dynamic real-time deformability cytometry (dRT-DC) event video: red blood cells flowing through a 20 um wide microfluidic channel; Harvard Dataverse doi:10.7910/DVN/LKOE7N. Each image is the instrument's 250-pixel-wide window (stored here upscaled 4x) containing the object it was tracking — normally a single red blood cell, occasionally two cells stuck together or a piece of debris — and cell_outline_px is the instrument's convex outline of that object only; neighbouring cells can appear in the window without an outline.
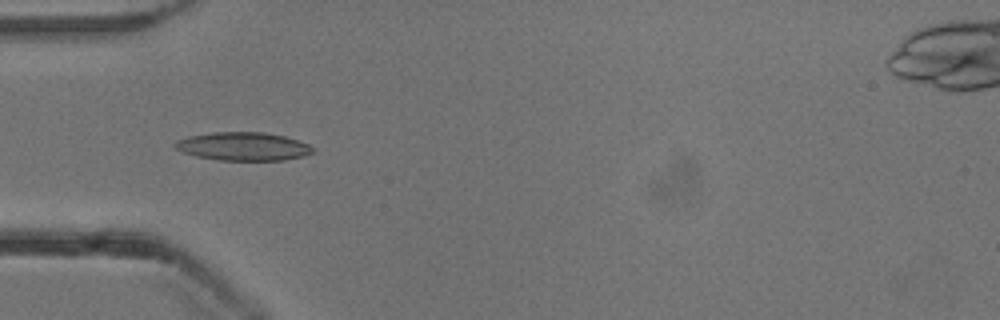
{"species": "common noctule bat (a hibernating species)", "species_latin": "Nyctalus noctula", "temperature_condition": "cold", "stored_images_in_passage": 15, "camera_frame_rate_fps": 3000, "um_per_image_px": 0.085, "animal": {"sex": "male", "body_mass_g": 13.3}, "frame": {"image": 1, "passage_image": 1, "time_ms": 0.0, "image_size_px": [1000, 320], "cell_outline_px": [[312, 152], [304, 156], [284, 160], [220, 160], [196, 156], [184, 152], [176, 148], [172, 144], [176, 140], [192, 136], [212, 132], [264, 132], [284, 136], [308, 144], [312, 148]], "centroid_in_image_um": [20.66, 12.44], "position_along_channel_um": 64.3, "area_um2": 22.48}}
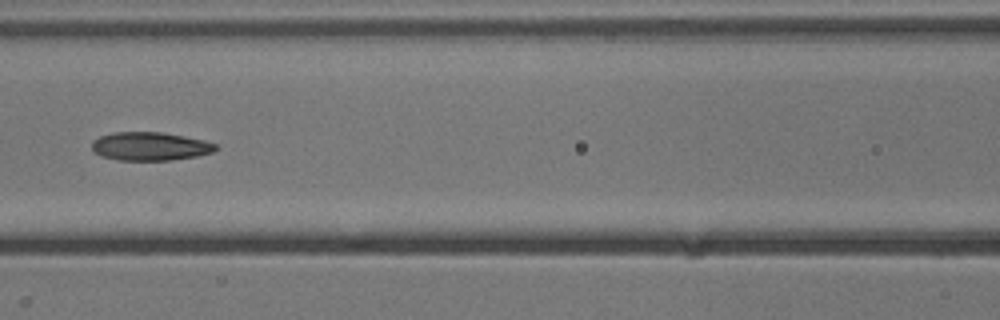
{"frame": {"image": 2, "passage_image": 8, "time_ms": 2.333, "image_size_px": [1000, 320], "cell_outline_px": [[216, 148], [212, 152], [196, 156], [168, 160], [120, 160], [104, 156], [96, 152], [92, 148], [92, 140], [100, 136], [112, 132], [160, 132], [204, 140], [216, 144]], "centroid_in_image_um": [12.74, 12.43], "position_along_channel_um": 153.9, "area_um2": 20.17}}
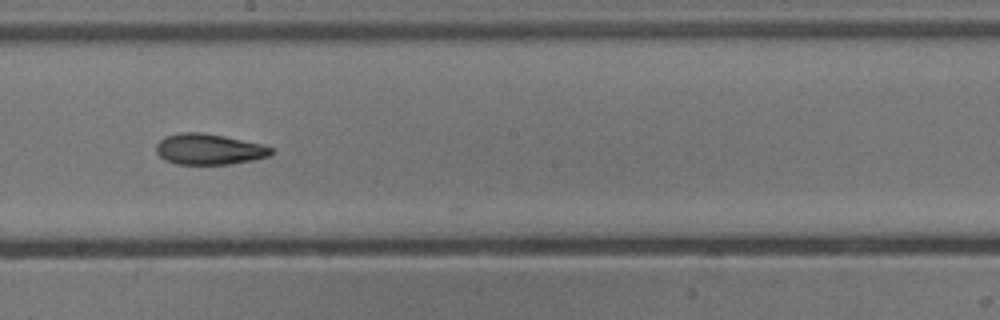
{"frame": {"image": 3, "passage_image": 14, "time_ms": 4.333, "image_size_px": [1000, 320], "cell_outline_px": [[272, 152], [268, 156], [252, 160], [232, 164], [176, 164], [164, 160], [156, 152], [156, 144], [164, 136], [180, 132], [200, 132], [224, 136], [260, 144], [272, 148]], "centroid_in_image_um": [17.7, 12.68], "position_along_channel_um": 230.5, "area_um2": 20.58}}